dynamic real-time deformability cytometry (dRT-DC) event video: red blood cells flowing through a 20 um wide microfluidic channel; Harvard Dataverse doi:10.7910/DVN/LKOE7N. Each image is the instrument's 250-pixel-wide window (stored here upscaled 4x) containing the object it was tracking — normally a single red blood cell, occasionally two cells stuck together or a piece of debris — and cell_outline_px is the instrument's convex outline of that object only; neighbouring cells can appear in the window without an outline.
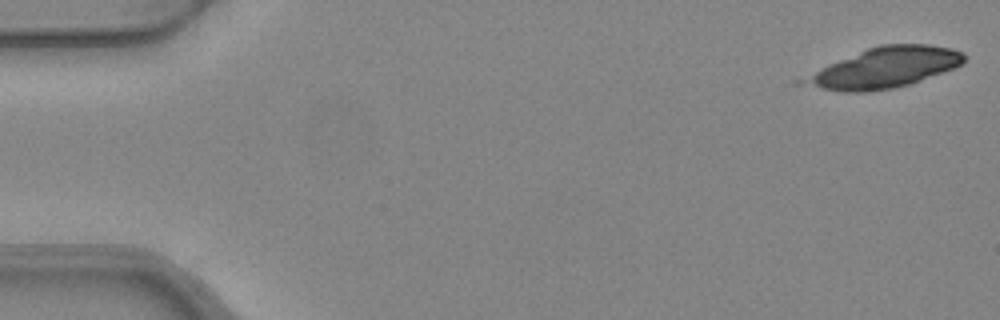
{"species": "common noctule bat (a hibernating species)", "species_latin": "Nyctalus noctula", "temperature_condition": "warm", "stored_images_in_passage": 4, "camera_frame_rate_fps": 3000, "um_per_image_px": 0.085, "animal": {"sex": "female", "body_mass_g": 24.6, "forearm_length_mm": 56.2}, "frame": {"image": 1, "passage_image": 1, "time_ms": 0.0, "image_size_px": [1000, 320], "cell_outline_px": [[968, 56], [964, 64], [920, 80], [908, 84], [892, 88], [864, 92], [844, 92], [796, 84], [792, 80], [828, 64], [868, 48], [880, 44], [928, 44], [952, 48], [964, 52]], "centroid_in_image_um": [75.12, 5.76], "position_along_channel_um": 9.9, "area_um2": 38.03}}